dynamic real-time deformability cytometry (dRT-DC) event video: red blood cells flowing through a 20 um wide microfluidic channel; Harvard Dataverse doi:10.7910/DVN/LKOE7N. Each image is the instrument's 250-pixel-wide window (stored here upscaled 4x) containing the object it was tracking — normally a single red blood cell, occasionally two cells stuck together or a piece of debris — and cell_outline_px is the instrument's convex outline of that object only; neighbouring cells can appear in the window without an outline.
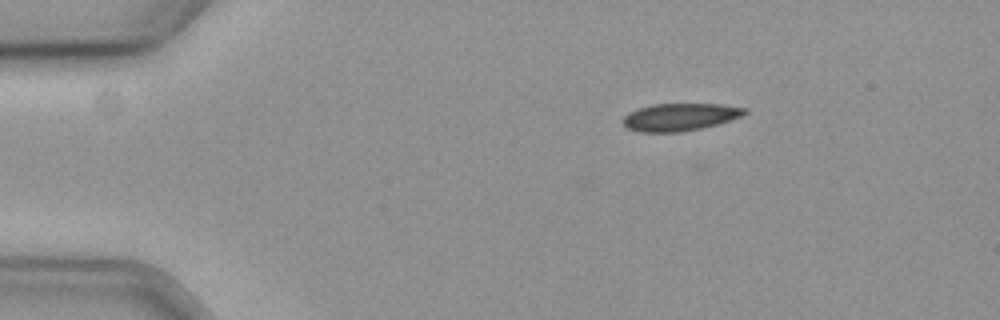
{"species": "common noctule bat (a hibernating species)", "species_latin": "Nyctalus noctula", "temperature_condition": "cold", "stored_images_in_passage": 2, "camera_frame_rate_fps": 3000, "um_per_image_px": 0.085, "animal": {"sex": "female", "body_mass_g": 19.3, "forearm_length_mm": 54.1}, "frame": {"image": 1, "passage_image": 2, "time_ms": 0.333, "image_size_px": [1000, 320], "cell_outline_px": [[748, 112], [740, 116], [716, 124], [700, 128], [680, 132], [640, 132], [628, 128], [620, 120], [624, 116], [640, 108], [652, 104], [720, 104], [748, 108]], "centroid_in_image_um": [57.78, 9.94], "position_along_channel_um": 27.2, "area_um2": 19.25}}